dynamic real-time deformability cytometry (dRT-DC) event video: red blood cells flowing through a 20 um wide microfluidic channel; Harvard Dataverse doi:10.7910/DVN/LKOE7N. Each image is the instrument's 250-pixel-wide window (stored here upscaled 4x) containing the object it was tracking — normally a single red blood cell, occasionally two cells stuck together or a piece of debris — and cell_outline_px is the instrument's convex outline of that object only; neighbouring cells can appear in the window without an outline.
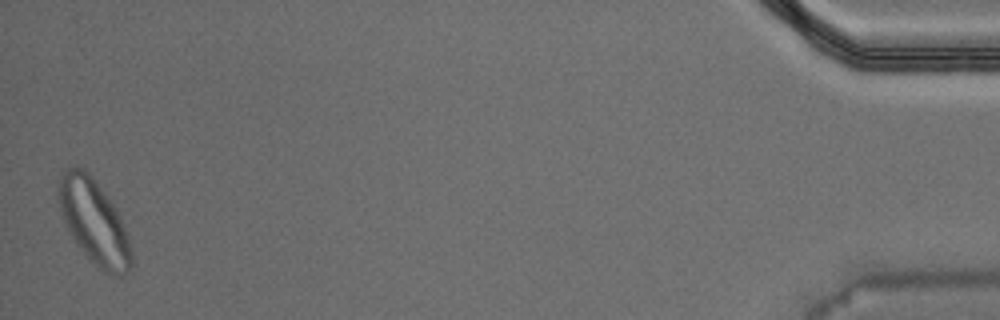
{"species": "Egyptian fruit bat (a non-hibernating species)", "species_latin": "Rousettus aegyptiacus", "temperature_condition": "warm", "stored_images_in_passage": 54, "camera_frame_rate_fps": 3000, "um_per_image_px": 0.085, "animal": {"sex": "male"}, "frame": {"image": 1, "passage_image": 54, "time_ms": 17.667, "image_size_px": [1000, 320], "cell_outline_px": [[132, 272], [120, 276], [112, 276], [104, 272], [80, 248], [72, 236], [64, 220], [60, 208], [60, 176], [68, 168], [76, 164], [88, 172], [92, 176], [108, 196], [116, 208], [124, 224], [128, 236], [132, 256]], "centroid_in_image_um": [8.05, 18.87], "position_along_channel_um": 427.1, "area_um2": 35.43}, "authors_computed_cell_mechanics": {"area_um2": 20.2589, "velocity_mm_per_s": 3.6985, "shape_relaxation_time_tau1_ms": 8.4561, "shape_relaxation_time_tau2_ms": 1.2975, "deformation_change_tau1": 0.2164, "deformation_change_tau2": 0.0682}}